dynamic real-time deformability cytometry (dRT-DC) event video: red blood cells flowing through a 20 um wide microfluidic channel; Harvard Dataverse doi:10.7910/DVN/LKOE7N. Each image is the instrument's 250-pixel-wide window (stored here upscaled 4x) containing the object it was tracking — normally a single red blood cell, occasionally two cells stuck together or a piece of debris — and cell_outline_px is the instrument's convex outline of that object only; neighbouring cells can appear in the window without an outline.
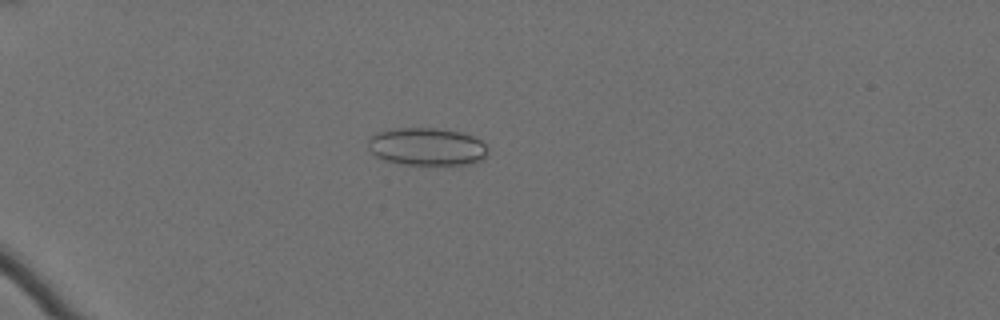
{"species": "Egyptian fruit bat (a non-hibernating species)", "species_latin": "Rousettus aegyptiacus", "temperature_condition": "cold", "stored_images_in_passage": 62, "camera_frame_rate_fps": 3000, "um_per_image_px": 0.085, "animal": {"sex": "female"}, "frame": {"image": 1, "passage_image": 20, "time_ms": 6.333, "image_size_px": [1000, 320], "cell_outline_px": [[488, 152], [480, 160], [464, 164], [404, 164], [384, 160], [376, 156], [368, 148], [368, 140], [372, 136], [380, 132], [396, 128], [436, 128], [464, 132], [480, 140], [488, 148]], "centroid_in_image_um": [36.28, 12.45], "position_along_channel_um": 48.7, "area_um2": 26.07}}
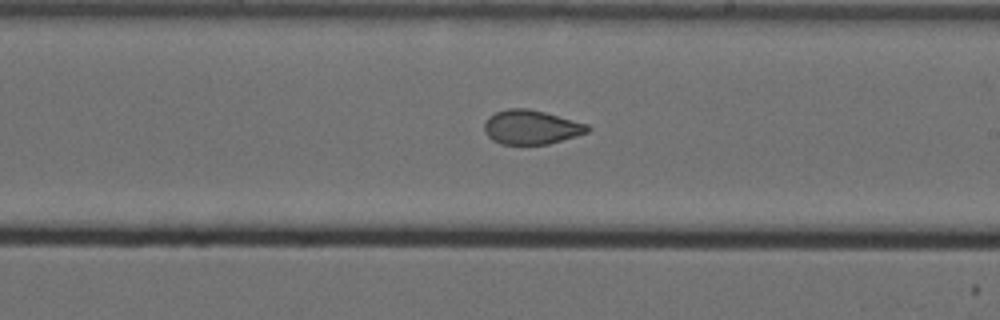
{"frame": {"image": 2, "passage_image": 40, "time_ms": 13.0, "image_size_px": [1000, 320], "cell_outline_px": [[592, 128], [588, 132], [548, 144], [500, 144], [492, 140], [484, 132], [484, 124], [488, 116], [496, 112], [508, 108], [528, 108], [544, 112], [588, 124]], "centroid_in_image_um": [45.13, 10.81], "position_along_channel_um": 243.9, "area_um2": 20.58}}
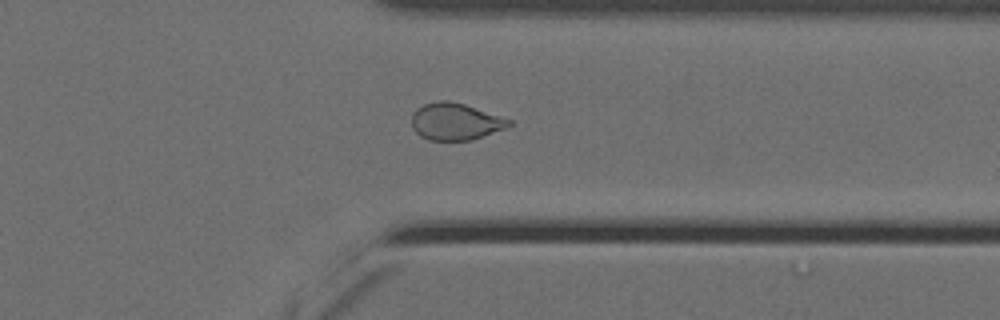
{"frame": {"image": 3, "passage_image": 51, "time_ms": 16.667, "image_size_px": [1000, 320], "cell_outline_px": [[512, 124], [508, 128], [472, 140], [428, 140], [420, 136], [412, 128], [412, 112], [416, 108], [424, 104], [436, 100], [448, 100], [464, 104], [512, 120]], "centroid_in_image_um": [38.7, 10.33], "position_along_channel_um": 372.7, "area_um2": 21.15}, "authors_computed_cell_mechanics": {"area_um2": 23.4957, "velocity_mm_per_s": 3.5115, "shape_relaxation_time_tau1_ms": null, "shape_relaxation_time_tau2_ms": 2.0342, "deformation_change_tau1": null, "deformation_change_tau2": 0.0696}}